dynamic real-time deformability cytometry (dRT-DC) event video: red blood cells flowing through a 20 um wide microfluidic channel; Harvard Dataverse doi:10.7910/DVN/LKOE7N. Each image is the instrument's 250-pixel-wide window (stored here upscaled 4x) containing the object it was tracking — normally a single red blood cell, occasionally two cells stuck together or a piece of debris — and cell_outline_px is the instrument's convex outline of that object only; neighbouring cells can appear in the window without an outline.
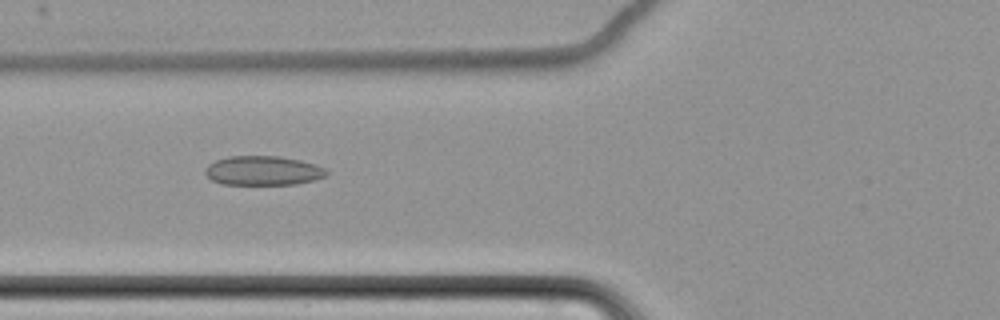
{"species": "common noctule bat (a hibernating species)", "species_latin": "Nyctalus noctula", "temperature_condition": "cold", "stored_images_in_passage": 11, "camera_frame_rate_fps": 3000, "um_per_image_px": 0.085, "animal": {"sex": "female", "body_mass_g": 22.7, "forearm_length_mm": 54.2}, "frame": {"image": 1, "passage_image": 2, "time_ms": 1.333, "image_size_px": [1000, 320], "cell_outline_px": [[328, 172], [324, 176], [312, 180], [296, 184], [220, 184], [212, 180], [204, 172], [208, 164], [216, 160], [228, 156], [280, 156], [300, 160], [316, 164], [324, 168]], "centroid_in_image_um": [22.34, 14.49], "position_along_channel_um": 103.5, "area_um2": 20.63}}
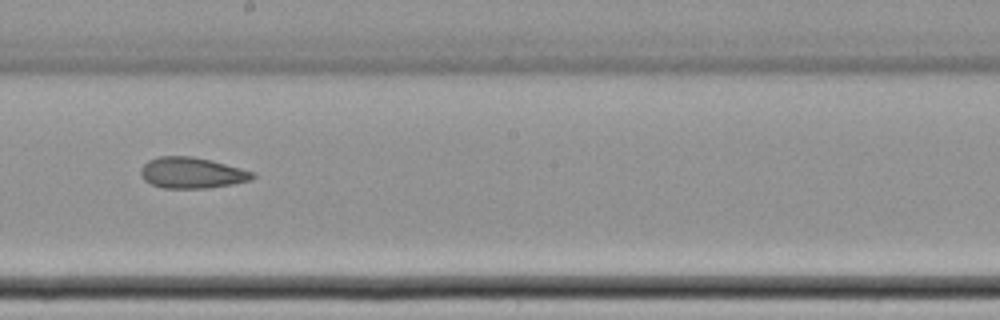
{"frame": {"image": 2, "passage_image": 5, "time_ms": 5.0, "image_size_px": [1000, 320], "cell_outline_px": [[256, 176], [252, 180], [232, 184], [208, 188], [164, 188], [152, 184], [144, 180], [140, 176], [140, 168], [148, 160], [160, 156], [192, 156], [212, 160], [256, 172]], "centroid_in_image_um": [16.33, 14.69], "position_along_channel_um": 231.9, "area_um2": 20.4}}
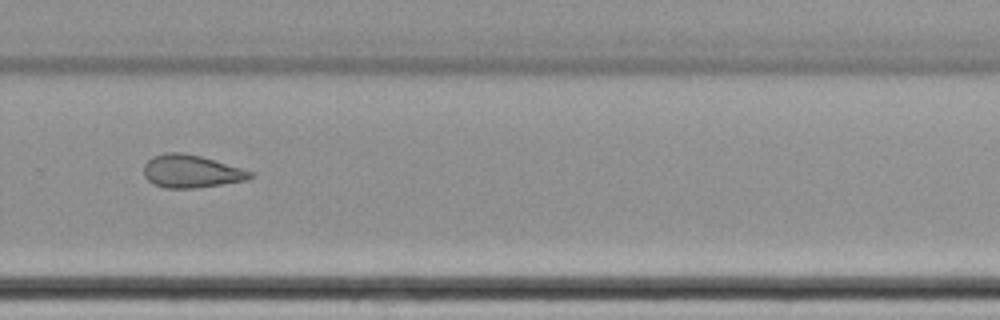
{"frame": {"image": 3, "passage_image": 7, "time_ms": 7.333, "image_size_px": [1000, 320], "cell_outline_px": [[256, 176], [248, 180], [196, 188], [164, 188], [152, 184], [144, 176], [144, 164], [152, 156], [164, 152], [180, 152], [200, 156], [240, 168], [252, 172]], "centroid_in_image_um": [16.22, 14.57], "position_along_channel_um": 313.6, "area_um2": 20.4}, "authors_computed_cell_mechanics": {"area_um2": 20.6346, "velocity_mm_per_s": 3.5131, "shape_relaxation_time_tau1_ms": null, "shape_relaxation_time_tau2_ms": 8.5732, "deformation_change_tau1": null, "deformation_change_tau2": 0.1374}}